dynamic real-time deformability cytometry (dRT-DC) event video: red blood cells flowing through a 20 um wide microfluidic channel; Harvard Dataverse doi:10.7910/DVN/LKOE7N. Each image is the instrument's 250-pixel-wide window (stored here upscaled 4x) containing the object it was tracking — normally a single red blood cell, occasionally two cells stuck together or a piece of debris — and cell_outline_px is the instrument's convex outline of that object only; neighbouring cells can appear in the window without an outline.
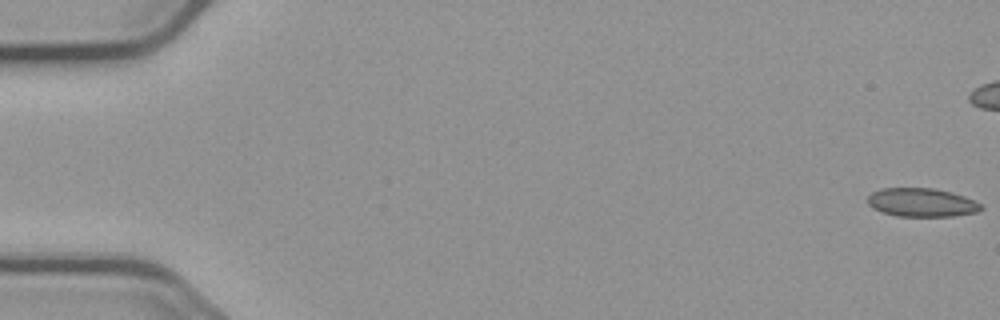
{"species": "common noctule bat (a hibernating species)", "species_latin": "Nyctalus noctula", "temperature_condition": "cold", "stored_images_in_passage": 46, "camera_frame_rate_fps": 3000, "um_per_image_px": 0.085, "animal": {"sex": "male", "body_mass_g": 23.1, "forearm_length_mm": 52.7}, "frame": {"image": 1, "passage_image": 1, "time_ms": 0.0, "image_size_px": [1000, 320], "cell_outline_px": [[984, 208], [976, 212], [952, 216], [896, 216], [872, 208], [868, 204], [868, 196], [872, 192], [880, 188], [932, 188], [952, 192], [964, 196], [980, 204]], "centroid_in_image_um": [78.32, 17.2], "position_along_channel_um": 6.7, "area_um2": 18.79}}
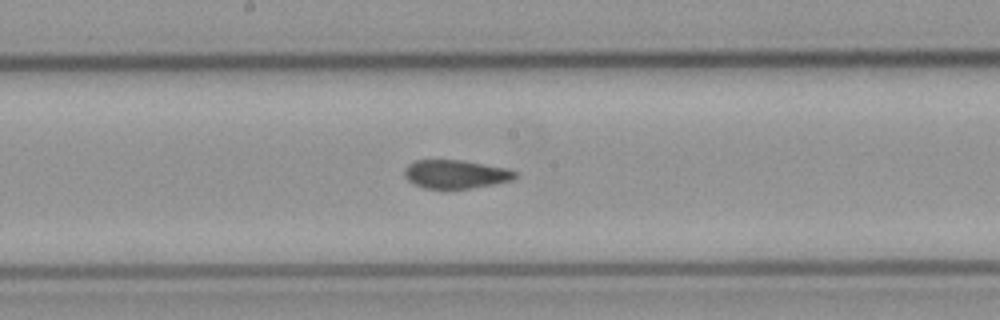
{"frame": {"image": 2, "passage_image": 30, "time_ms": 9.667, "image_size_px": [1000, 320], "cell_outline_px": [[516, 176], [512, 180], [472, 188], [424, 188], [412, 184], [404, 176], [404, 168], [408, 164], [416, 160], [460, 160], [508, 168], [516, 172]], "centroid_in_image_um": [38.69, 14.8], "position_along_channel_um": 209.5, "area_um2": 18.32}}
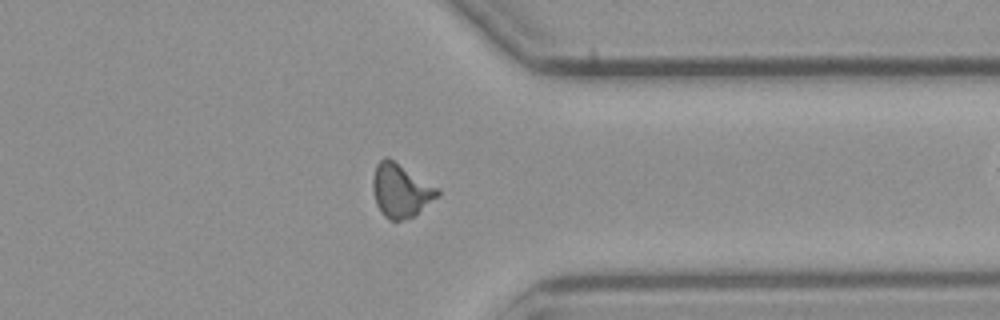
{"frame": {"image": 3, "passage_image": 44, "time_ms": 14.333, "image_size_px": [1000, 320], "cell_outline_px": [[440, 196], [412, 216], [404, 220], [392, 220], [384, 216], [376, 204], [372, 188], [372, 180], [376, 164], [384, 156], [388, 156], [436, 188], [440, 192]], "centroid_in_image_um": [34.02, 16.18], "position_along_channel_um": 377.4, "area_um2": 19.88}}